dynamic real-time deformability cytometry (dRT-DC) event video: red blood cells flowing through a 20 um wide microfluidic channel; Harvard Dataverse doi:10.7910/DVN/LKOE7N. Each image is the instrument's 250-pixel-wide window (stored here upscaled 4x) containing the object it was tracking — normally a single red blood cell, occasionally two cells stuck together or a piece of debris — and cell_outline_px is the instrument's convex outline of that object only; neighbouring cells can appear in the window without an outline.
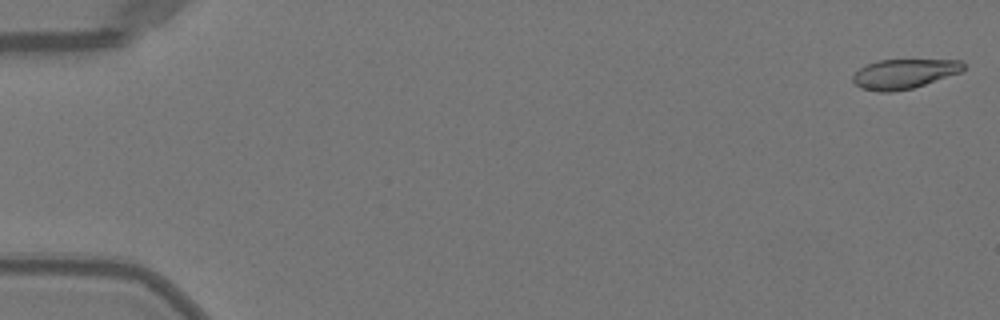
{"species": "Egyptian fruit bat (a non-hibernating species)", "species_latin": "Rousettus aegyptiacus", "temperature_condition": "warm", "stored_images_in_passage": 13, "camera_frame_rate_fps": 3000, "um_per_image_px": 0.085, "animal": {"sex": "female"}, "frame": {"image": 1, "passage_image": 1, "time_ms": 0.0, "image_size_px": [1000, 320], "cell_outline_px": [[964, 68], [960, 72], [912, 88], [892, 92], [880, 92], [860, 88], [852, 80], [852, 76], [860, 68], [868, 64], [880, 60], [960, 60], [964, 64]], "centroid_in_image_um": [76.81, 6.28], "position_along_channel_um": 8.2, "area_um2": 18.79}}
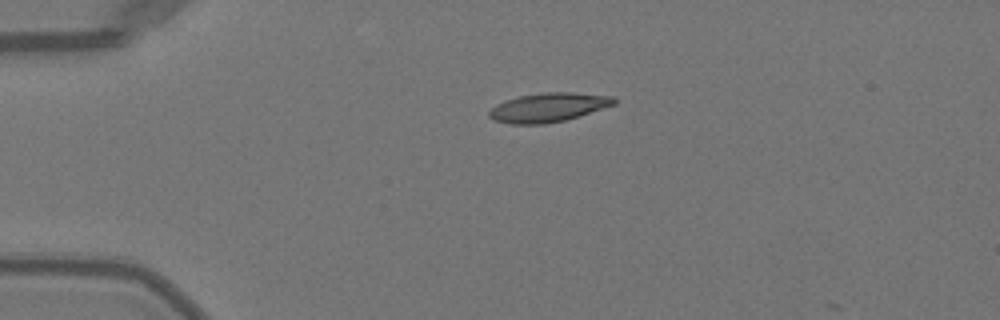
{"frame": {"image": 2, "passage_image": 12, "time_ms": 3.667, "image_size_px": [1000, 320], "cell_outline_px": [[616, 104], [564, 120], [544, 124], [512, 124], [492, 120], [488, 116], [488, 112], [496, 104], [520, 96], [544, 92], [568, 92], [616, 96]], "centroid_in_image_um": [46.6, 9.13], "position_along_channel_um": 38.4, "area_um2": 20.98}}